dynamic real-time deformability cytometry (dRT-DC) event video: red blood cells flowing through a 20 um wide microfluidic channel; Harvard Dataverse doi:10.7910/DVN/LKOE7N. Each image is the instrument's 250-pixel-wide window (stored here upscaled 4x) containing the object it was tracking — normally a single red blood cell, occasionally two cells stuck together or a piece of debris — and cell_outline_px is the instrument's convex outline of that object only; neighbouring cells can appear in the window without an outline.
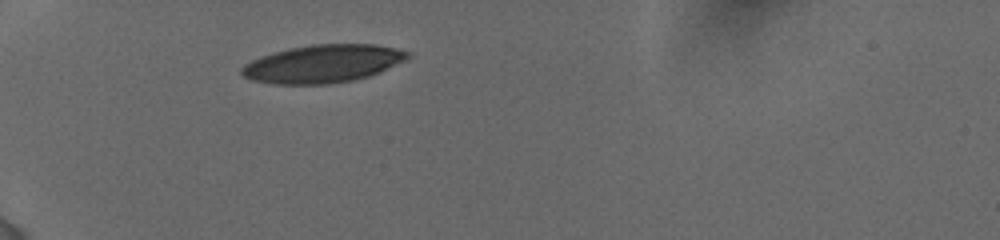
{"species": "human", "species_latin": "Homo sapiens", "temperature_condition": "cold", "stored_images_in_passage": 7, "camera_frame_rate_fps": 3000, "um_per_image_px": 0.085, "donor": {"sex": "female"}, "frame": {"image": 1, "passage_image": 1, "time_ms": 0.0, "image_size_px": [1000, 240], "cell_outline_px": [[412, 56], [408, 60], [380, 72], [368, 76], [352, 80], [328, 84], [276, 84], [252, 80], [244, 76], [240, 72], [240, 68], [244, 64], [260, 56], [272, 52], [288, 48], [312, 44], [376, 44], [396, 48], [412, 52]], "centroid_in_image_um": [27.48, 5.4], "position_along_channel_um": 57.5, "area_um2": 37.05}}
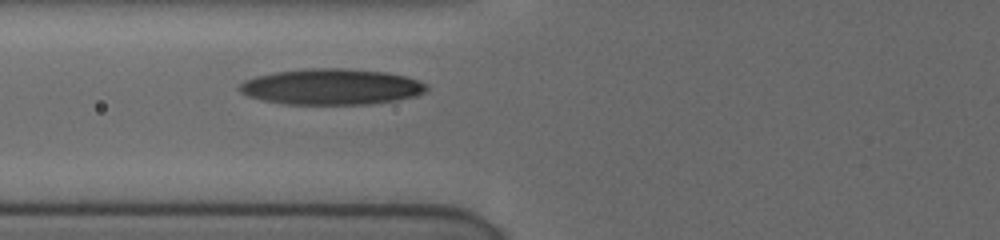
{"frame": {"image": 2, "passage_image": 7, "time_ms": 1.667, "image_size_px": [1000, 240], "cell_outline_px": [[428, 88], [424, 92], [416, 96], [396, 100], [368, 104], [284, 104], [264, 100], [248, 96], [240, 92], [236, 88], [244, 80], [256, 76], [272, 72], [308, 68], [348, 68], [388, 72], [404, 76], [428, 84]], "centroid_in_image_um": [28.15, 7.36], "position_along_channel_um": 97.7, "area_um2": 39.36}}